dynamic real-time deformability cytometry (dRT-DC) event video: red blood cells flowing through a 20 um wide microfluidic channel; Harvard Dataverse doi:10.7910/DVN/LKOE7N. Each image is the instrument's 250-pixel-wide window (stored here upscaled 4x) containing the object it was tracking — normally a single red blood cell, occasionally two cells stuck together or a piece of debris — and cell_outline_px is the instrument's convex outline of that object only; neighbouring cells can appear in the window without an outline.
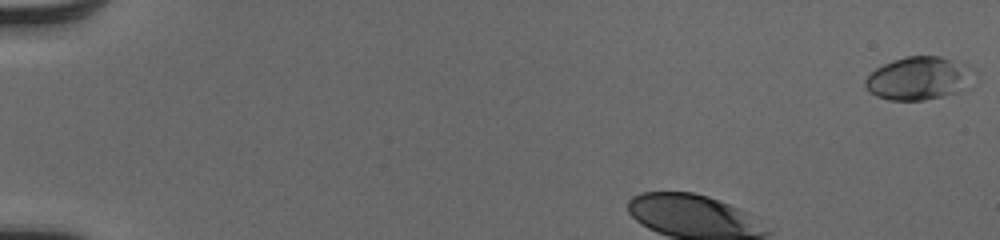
{"species": "human", "species_latin": "Homo sapiens", "temperature_condition": "cold", "stored_images_in_passage": 38, "camera_frame_rate_fps": 3000, "um_per_image_px": 0.085, "donor": {"sex": "male"}, "frame": {"image": 1, "passage_image": 1, "time_ms": 0.0, "image_size_px": [1000, 240], "cell_outline_px": [[976, 72], [968, 88], [956, 92], [924, 100], [888, 100], [876, 96], [868, 92], [864, 84], [864, 80], [876, 68], [892, 60], [904, 56], [940, 56], [972, 68]], "centroid_in_image_um": [78.08, 6.66], "position_along_channel_um": 6.9, "area_um2": 27.34}}
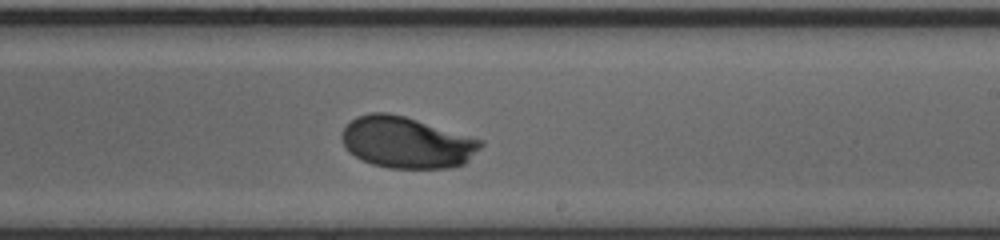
{"frame": {"image": 2, "passage_image": 26, "time_ms": 8.333, "image_size_px": [1000, 240], "cell_outline_px": [[484, 144], [464, 164], [448, 168], [388, 168], [372, 164], [348, 152], [340, 136], [344, 128], [356, 116], [368, 112], [388, 112], [404, 116], [484, 140]], "centroid_in_image_um": [34.56, 12.1], "position_along_channel_um": 254.4, "area_um2": 41.56}}
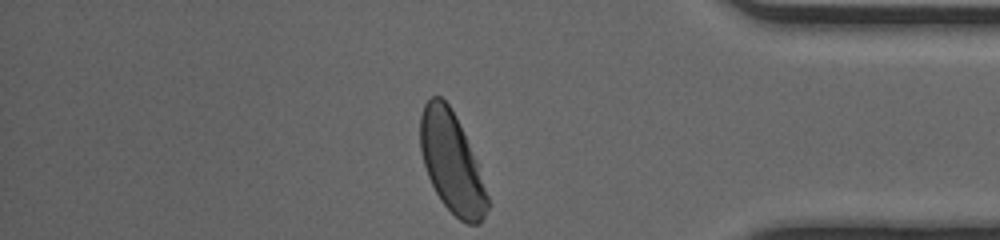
{"frame": {"image": 3, "passage_image": 38, "time_ms": 12.333, "image_size_px": [1000, 240], "cell_outline_px": [[492, 204], [480, 224], [468, 224], [460, 220], [440, 200], [428, 176], [424, 164], [420, 148], [420, 116], [424, 104], [432, 96], [440, 96], [448, 104], [476, 160]], "centroid_in_image_um": [38.41, 13.89], "position_along_channel_um": 396.8, "area_um2": 38.84}, "authors_computed_cell_mechanics": {"area_um2": 40.8068, "velocity_mm_per_s": 4.0413, "shape_relaxation_time_tau1_ms": 2.0766, "shape_relaxation_time_tau2_ms": null, "deformation_change_tau1": 0.1395, "deformation_change_tau2": null}}